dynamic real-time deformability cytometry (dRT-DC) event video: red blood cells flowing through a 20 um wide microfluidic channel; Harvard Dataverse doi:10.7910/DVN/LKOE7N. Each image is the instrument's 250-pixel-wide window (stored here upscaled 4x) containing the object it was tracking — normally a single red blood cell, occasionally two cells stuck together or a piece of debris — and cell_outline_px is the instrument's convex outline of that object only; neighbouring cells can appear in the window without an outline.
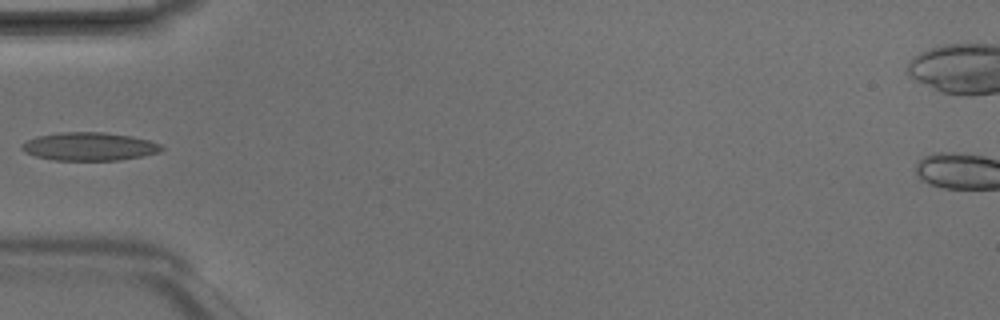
{"species": "Egyptian fruit bat (a non-hibernating species)", "species_latin": "Rousettus aegyptiacus", "temperature_condition": "room temperature", "stored_images_in_passage": 4, "camera_frame_rate_fps": 3000, "um_per_image_px": 0.085, "animal": {"sex": "male"}, "frame": {"image": 1, "passage_image": 4, "time_ms": 1.0, "image_size_px": [1000, 320], "cell_outline_px": [[164, 148], [160, 152], [144, 156], [120, 160], [52, 160], [36, 156], [24, 152], [20, 148], [20, 144], [36, 136], [60, 132], [104, 132], [132, 136], [148, 140], [160, 144]], "centroid_in_image_um": [7.58, 12.45], "position_along_channel_um": 77.4, "area_um2": 23.12}}